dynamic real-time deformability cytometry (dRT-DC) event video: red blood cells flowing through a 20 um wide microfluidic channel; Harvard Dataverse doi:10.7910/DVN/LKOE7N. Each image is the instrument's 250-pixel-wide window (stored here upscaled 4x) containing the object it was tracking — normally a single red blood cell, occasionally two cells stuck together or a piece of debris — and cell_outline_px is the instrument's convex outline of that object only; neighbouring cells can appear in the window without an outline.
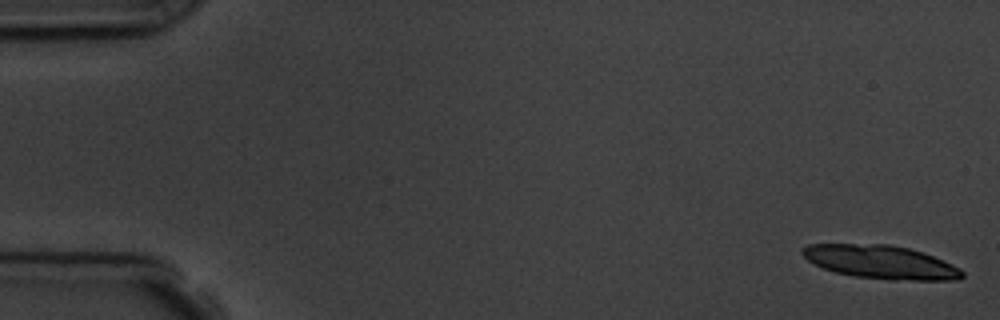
{"species": "common noctule bat (a hibernating species)", "species_latin": "Nyctalus noctula", "temperature_condition": "room temperature", "stored_images_in_passage": 6, "camera_frame_rate_fps": 3000, "um_per_image_px": 0.085, "animal": {"sex": "male", "body_mass_g": 19.5, "forearm_length_mm": 54.6}, "frame": {"image": 1, "passage_image": 1, "time_ms": 0.0, "image_size_px": [1000, 320], "cell_outline_px": [[964, 276], [956, 280], [892, 280], [856, 276], [836, 272], [824, 268], [808, 260], [800, 252], [800, 248], [808, 244], [888, 244], [908, 248], [932, 256], [952, 264], [960, 268], [964, 272]], "centroid_in_image_um": [74.86, 22.27], "position_along_channel_um": 10.1, "area_um2": 30.92}}
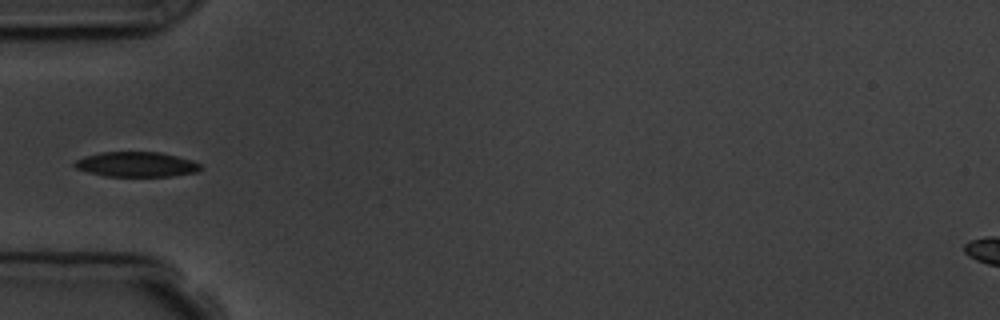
{"frame": {"image": 2, "passage_image": 5, "time_ms": 5.667, "image_size_px": [1000, 320], "cell_outline_px": [[204, 168], [196, 172], [172, 176], [104, 176], [88, 172], [76, 168], [72, 164], [76, 160], [100, 152], [160, 152], [192, 160], [200, 164]], "centroid_in_image_um": [11.62, 13.97], "position_along_channel_um": 73.4, "area_um2": 18.26}}